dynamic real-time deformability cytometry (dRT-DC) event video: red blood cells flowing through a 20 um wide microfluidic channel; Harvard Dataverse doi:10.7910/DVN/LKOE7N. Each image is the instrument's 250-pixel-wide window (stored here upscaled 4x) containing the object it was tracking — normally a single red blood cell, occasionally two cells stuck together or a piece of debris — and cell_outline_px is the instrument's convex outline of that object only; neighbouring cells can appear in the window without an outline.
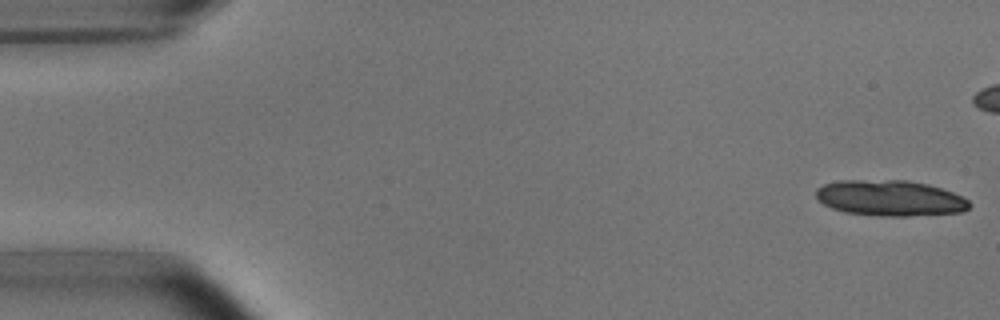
{"species": "common noctule bat (a hibernating species)", "species_latin": "Nyctalus noctula", "temperature_condition": "room temperature", "stored_images_in_passage": 15, "camera_frame_rate_fps": 3000, "um_per_image_px": 0.085, "animal": {"sex": "male", "body_mass_g": 15.6}, "frame": {"image": 1, "passage_image": 1, "time_ms": 0.0, "image_size_px": [1000, 320], "cell_outline_px": [[972, 204], [964, 212], [908, 216], [880, 216], [844, 212], [832, 208], [824, 204], [816, 196], [816, 188], [824, 184], [840, 180], [908, 180], [928, 184], [964, 196]], "centroid_in_image_um": [75.68, 16.84], "position_along_channel_um": 9.3, "area_um2": 32.14}}